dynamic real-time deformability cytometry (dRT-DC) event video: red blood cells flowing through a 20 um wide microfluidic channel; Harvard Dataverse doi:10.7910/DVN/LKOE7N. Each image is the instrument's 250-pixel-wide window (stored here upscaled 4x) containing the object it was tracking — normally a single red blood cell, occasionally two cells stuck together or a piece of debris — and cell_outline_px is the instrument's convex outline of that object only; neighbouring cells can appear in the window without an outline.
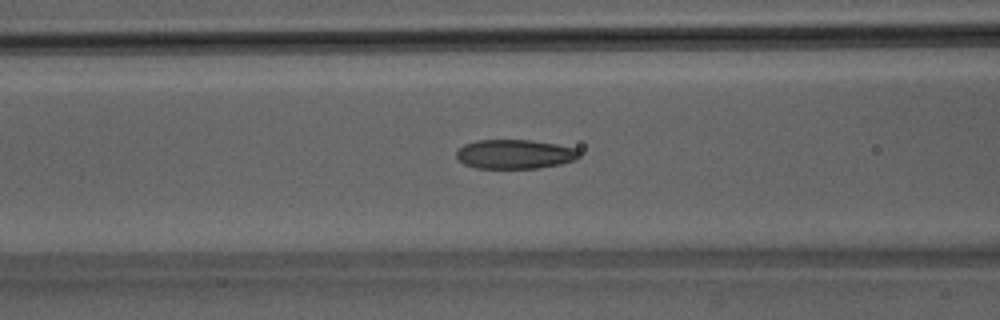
{"species": "Egyptian fruit bat (a non-hibernating species)", "species_latin": "Rousettus aegyptiacus", "temperature_condition": "room temperature", "stored_images_in_passage": 50, "camera_frame_rate_fps": 3000, "um_per_image_px": 0.085, "animal": {"sex": "male"}, "frame": {"image": 1, "passage_image": 21, "time_ms": 6.667, "image_size_px": [1000, 320], "cell_outline_px": [[580, 156], [576, 160], [560, 164], [536, 168], [476, 168], [464, 164], [456, 160], [456, 152], [464, 144], [476, 140], [528, 140], [556, 144], [576, 148], [580, 152]], "centroid_in_image_um": [43.74, 13.1], "position_along_channel_um": 122.9, "area_um2": 21.04}}
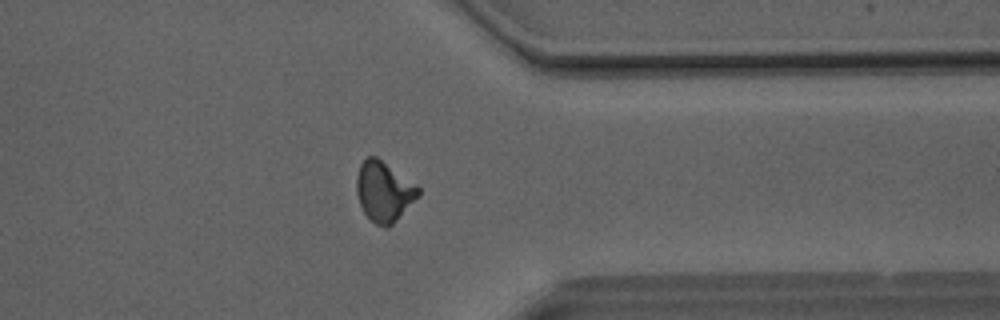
{"frame": {"image": 2, "passage_image": 40, "time_ms": 13.0, "image_size_px": [1000, 320], "cell_outline_px": [[420, 196], [392, 224], [376, 224], [364, 212], [360, 204], [356, 192], [356, 176], [360, 164], [368, 156], [376, 156], [416, 184], [420, 188]], "centroid_in_image_um": [32.64, 16.23], "position_along_channel_um": 378.8, "area_um2": 21.33}}
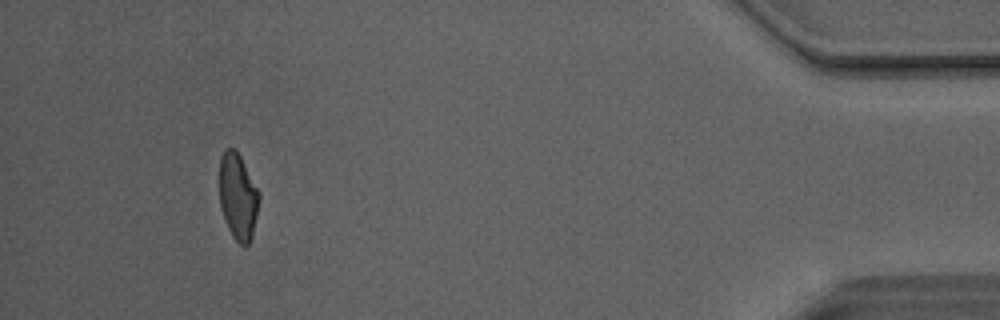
{"frame": {"image": 3, "passage_image": 47, "time_ms": 15.333, "image_size_px": [1000, 320], "cell_outline_px": [[260, 200], [252, 236], [248, 244], [244, 248], [232, 236], [228, 228], [220, 204], [220, 156], [224, 148], [236, 148], [260, 192]], "centroid_in_image_um": [20.24, 16.68], "position_along_channel_um": 415.0, "area_um2": 20.11}, "authors_computed_cell_mechanics": {"area_um2": 21.3282, "velocity_mm_per_s": 4.1332, "shape_relaxation_time_tau1_ms": 6.1865, "shape_relaxation_time_tau2_ms": 1.6875, "deformation_change_tau1": 0.177, "deformation_change_tau2": 0.0874}}